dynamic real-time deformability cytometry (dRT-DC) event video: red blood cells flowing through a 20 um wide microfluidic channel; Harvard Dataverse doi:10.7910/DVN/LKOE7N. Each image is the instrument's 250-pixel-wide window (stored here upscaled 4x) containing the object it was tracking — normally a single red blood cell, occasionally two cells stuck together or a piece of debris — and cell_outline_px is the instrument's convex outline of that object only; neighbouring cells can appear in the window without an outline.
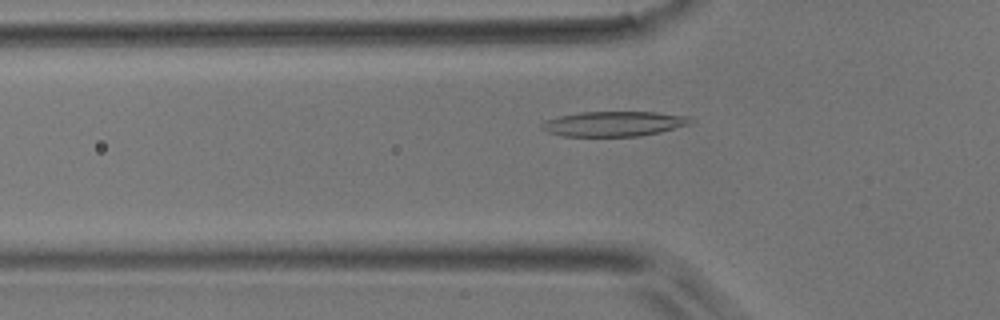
{"species": "common noctule bat (a hibernating species)", "species_latin": "Nyctalus noctula", "temperature_condition": "room temperature", "stored_images_in_passage": 49, "camera_frame_rate_fps": 3000, "um_per_image_px": 0.085, "animal": {"sex": "male", "body_mass_g": 17.9}, "frame": {"image": 1, "passage_image": 15, "time_ms": 4.667, "image_size_px": [1000, 320], "cell_outline_px": [[696, 120], [692, 124], [660, 132], [640, 136], [564, 136], [548, 132], [540, 128], [540, 124], [544, 120], [560, 116], [580, 112], [656, 112], [692, 116]], "centroid_in_image_um": [52.24, 10.51], "position_along_channel_um": 73.6, "area_um2": 21.96}}
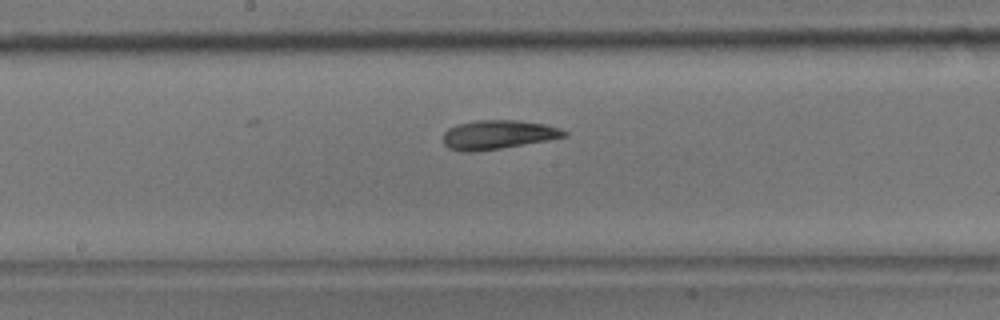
{"frame": {"image": 2, "passage_image": 25, "time_ms": 8.0, "image_size_px": [1000, 320], "cell_outline_px": [[568, 136], [548, 140], [476, 152], [464, 152], [448, 148], [444, 144], [440, 136], [448, 128], [456, 124], [476, 120], [516, 120], [544, 124], [560, 128], [568, 132]], "centroid_in_image_um": [42.27, 11.45], "position_along_channel_um": 205.9, "area_um2": 20.69}}
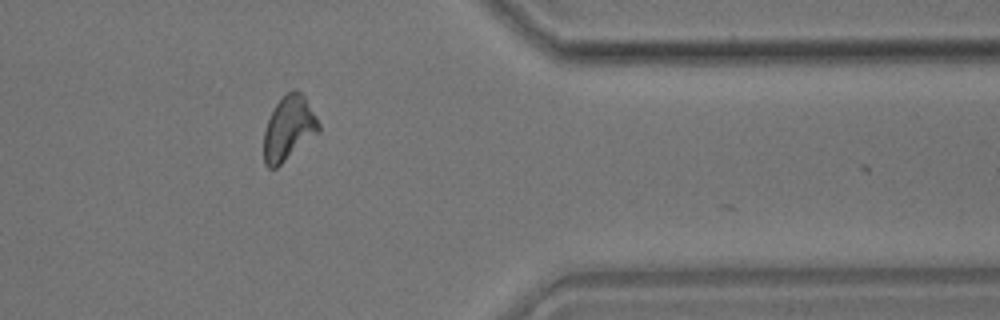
{"frame": {"image": 3, "passage_image": 40, "time_ms": 13.0, "image_size_px": [1000, 320], "cell_outline_px": [[320, 132], [276, 168], [268, 168], [264, 164], [264, 132], [268, 120], [276, 104], [292, 88], [296, 88], [304, 96], [316, 116], [320, 124]], "centroid_in_image_um": [24.55, 10.91], "position_along_channel_um": 386.8, "area_um2": 20.46}}